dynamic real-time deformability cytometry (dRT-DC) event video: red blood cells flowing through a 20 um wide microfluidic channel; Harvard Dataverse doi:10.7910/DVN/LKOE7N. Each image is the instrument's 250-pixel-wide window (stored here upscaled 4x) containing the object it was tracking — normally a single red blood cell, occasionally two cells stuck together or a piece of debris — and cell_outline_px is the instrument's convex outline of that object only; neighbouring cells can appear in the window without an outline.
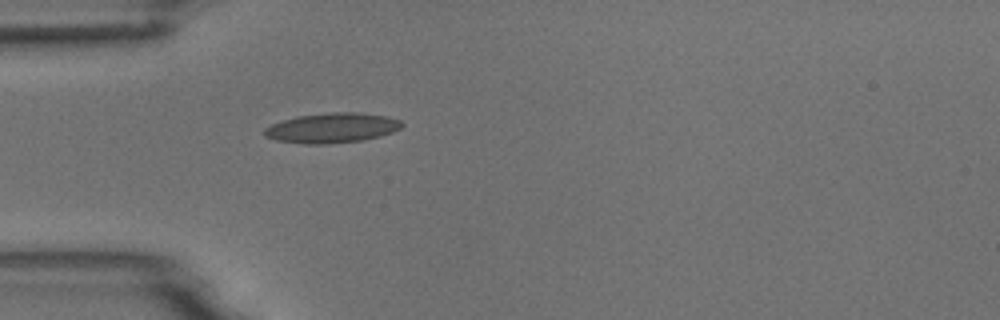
{"species": "common noctule bat (a hibernating species)", "species_latin": "Nyctalus noctula", "temperature_condition": "room temperature", "stored_images_in_passage": 1, "camera_frame_rate_fps": 3000, "um_per_image_px": 0.085, "animal": {"sex": "male", "body_mass_g": 18.8}, "frame": {"image": 1, "passage_image": 1, "time_ms": 0.0, "image_size_px": [1000, 320], "cell_outline_px": [[404, 124], [400, 128], [392, 132], [380, 136], [364, 140], [324, 144], [304, 144], [276, 140], [264, 136], [264, 128], [272, 124], [296, 116], [332, 112], [356, 112], [388, 116], [400, 120]], "centroid_in_image_um": [28.23, 10.87], "position_along_channel_um": 56.8, "area_um2": 23.99}}